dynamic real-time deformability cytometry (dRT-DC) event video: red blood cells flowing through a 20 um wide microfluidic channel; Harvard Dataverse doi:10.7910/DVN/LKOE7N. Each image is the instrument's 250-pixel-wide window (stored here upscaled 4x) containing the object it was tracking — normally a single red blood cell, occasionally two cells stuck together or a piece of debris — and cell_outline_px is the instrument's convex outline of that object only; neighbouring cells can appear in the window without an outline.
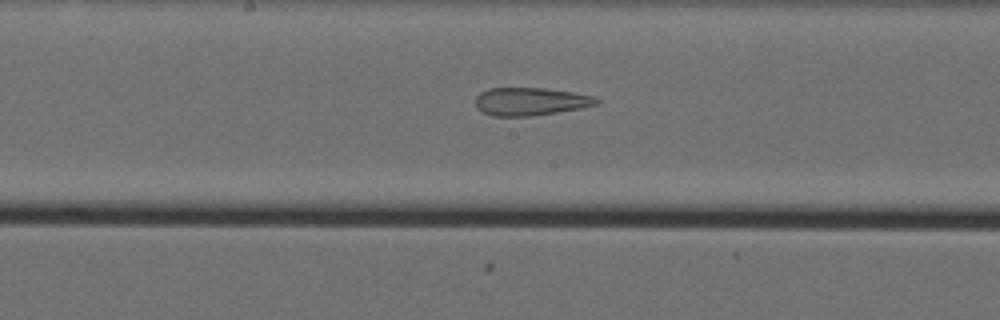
{"species": "Egyptian fruit bat (a non-hibernating species)", "species_latin": "Rousettus aegyptiacus", "temperature_condition": "cold", "stored_images_in_passage": 28, "camera_frame_rate_fps": 3000, "um_per_image_px": 0.085, "animal": {"sex": "female"}, "frame": {"image": 1, "passage_image": 22, "time_ms": 7.0, "image_size_px": [1000, 320], "cell_outline_px": [[600, 104], [584, 108], [532, 116], [492, 116], [476, 108], [476, 96], [480, 92], [488, 88], [544, 88], [572, 92], [592, 96], [600, 100]], "centroid_in_image_um": [45.1, 8.63], "position_along_channel_um": 203.1, "area_um2": 19.83}}
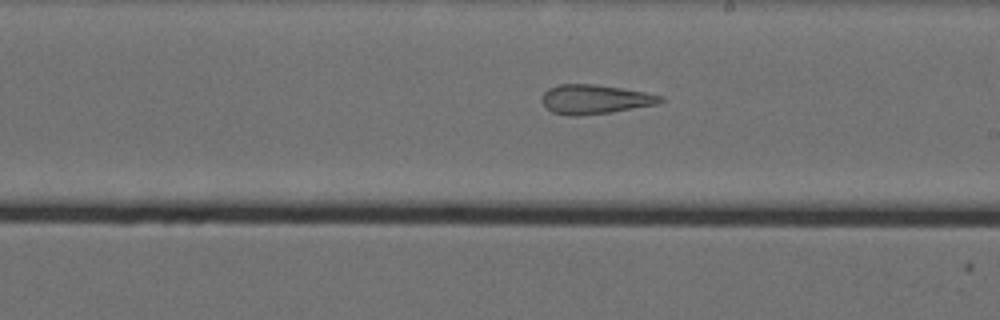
{"frame": {"image": 2, "passage_image": 25, "time_ms": 8.0, "image_size_px": [1000, 320], "cell_outline_px": [[664, 100], [656, 104], [612, 112], [576, 116], [568, 116], [552, 112], [540, 100], [544, 92], [548, 88], [560, 84], [596, 84], [644, 92], [664, 96]], "centroid_in_image_um": [50.54, 8.44], "position_along_channel_um": 238.5, "area_um2": 20.17}}